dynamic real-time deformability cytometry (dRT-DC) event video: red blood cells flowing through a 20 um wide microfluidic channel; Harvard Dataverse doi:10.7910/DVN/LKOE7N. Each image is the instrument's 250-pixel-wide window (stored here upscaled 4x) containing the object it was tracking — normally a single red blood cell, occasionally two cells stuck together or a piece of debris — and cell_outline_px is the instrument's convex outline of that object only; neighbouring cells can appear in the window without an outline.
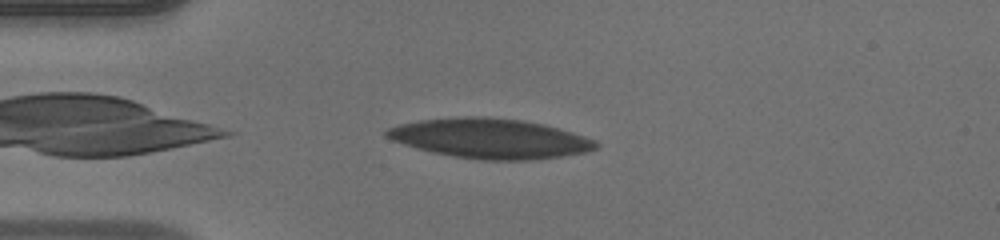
{"species": "human", "species_latin": "Homo sapiens", "temperature_condition": "warm", "stored_images_in_passage": 41, "camera_frame_rate_fps": 3000, "um_per_image_px": 0.085, "donor": {"sex": "male"}, "frame": {"image": 1, "passage_image": 4, "time_ms": 1.0, "image_size_px": [1000, 240], "cell_outline_px": [[600, 148], [588, 152], [532, 160], [480, 160], [452, 156], [432, 152], [416, 148], [392, 140], [384, 136], [384, 132], [388, 128], [400, 124], [420, 120], [464, 116], [484, 116], [524, 120], [544, 124], [572, 132], [596, 140], [600, 144]], "centroid_in_image_um": [41.69, 11.77], "position_along_channel_um": 43.3, "area_um2": 48.84}}
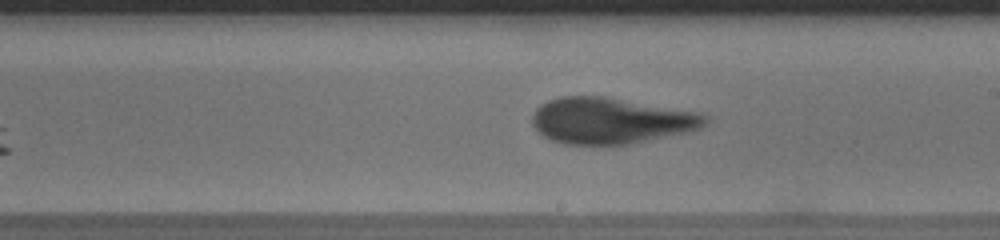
{"frame": {"image": 2, "passage_image": 20, "time_ms": 6.333, "image_size_px": [1000, 240], "cell_outline_px": [[708, 120], [700, 128], [688, 132], [628, 144], [564, 144], [552, 140], [544, 136], [532, 124], [532, 116], [536, 108], [540, 104], [548, 100], [560, 96], [604, 96], [700, 112], [708, 116]], "centroid_in_image_um": [51.92, 10.24], "position_along_channel_um": 237.1, "area_um2": 46.47}}
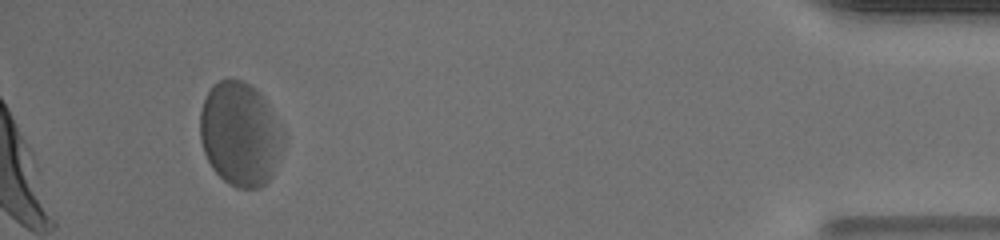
{"frame": {"image": 3, "passage_image": 38, "time_ms": 12.333, "image_size_px": [1000, 240], "cell_outline_px": [[284, 148], [272, 176], [260, 188], [236, 188], [228, 184], [212, 168], [204, 152], [200, 140], [200, 112], [204, 100], [212, 84], [220, 80], [244, 80], [252, 84], [264, 96], [284, 132]], "centroid_in_image_um": [20.43, 11.39], "position_along_channel_um": 414.8, "area_um2": 50.98}, "authors_computed_cell_mechanics": {"area_um2": 47.7428, "velocity_mm_per_s": 4.0612, "shape_relaxation_time_tau1_ms": 4.8787, "shape_relaxation_time_tau2_ms": 2.0197, "deformation_change_tau1": 0.151, "deformation_change_tau2": 0.0974}}